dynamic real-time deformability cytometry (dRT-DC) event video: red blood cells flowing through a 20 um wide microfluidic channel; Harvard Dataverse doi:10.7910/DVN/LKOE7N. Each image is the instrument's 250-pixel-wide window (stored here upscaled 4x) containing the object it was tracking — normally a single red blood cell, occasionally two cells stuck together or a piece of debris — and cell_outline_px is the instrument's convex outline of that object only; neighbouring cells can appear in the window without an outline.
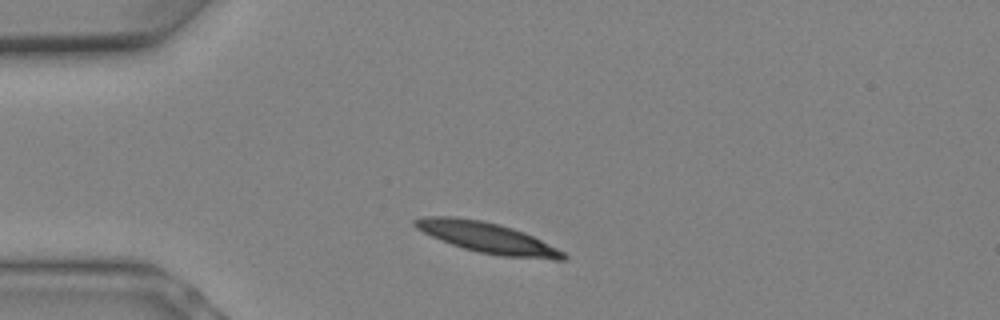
{"species": "Egyptian fruit bat (a non-hibernating species)", "species_latin": "Rousettus aegyptiacus", "temperature_condition": "warm", "stored_images_in_passage": 5, "camera_frame_rate_fps": 3000, "um_per_image_px": 0.085, "animal": {"sex": "female"}, "frame": {"image": 1, "passage_image": 1, "time_ms": 0.0, "image_size_px": [1000, 320], "cell_outline_px": [[568, 256], [564, 260], [552, 260], [504, 256], [480, 252], [464, 248], [440, 240], [416, 228], [412, 224], [412, 220], [424, 216], [456, 216], [480, 220], [512, 228], [524, 232], [564, 252]], "centroid_in_image_um": [41.4, 20.2], "position_along_channel_um": 43.6, "area_um2": 26.18}}
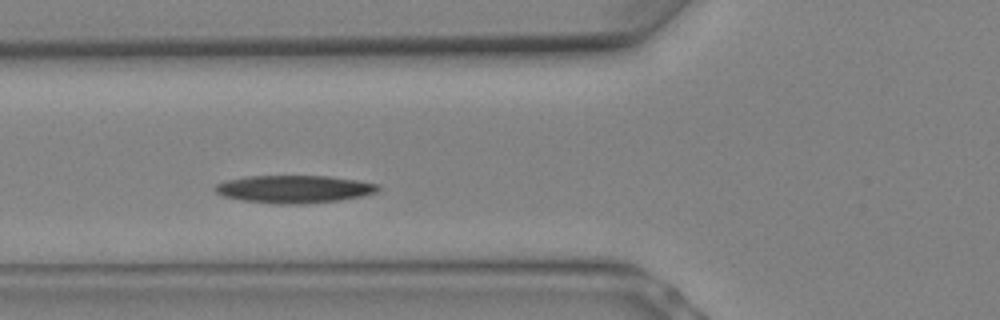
{"frame": {"image": 2, "passage_image": 4, "time_ms": 1.0, "image_size_px": [1000, 320], "cell_outline_px": [[380, 188], [376, 192], [360, 196], [340, 200], [304, 204], [276, 204], [240, 200], [224, 196], [216, 192], [212, 188], [216, 184], [224, 180], [248, 176], [328, 176], [356, 180], [380, 184]], "centroid_in_image_um": [24.96, 16.07], "position_along_channel_um": 100.8, "area_um2": 26.41}}